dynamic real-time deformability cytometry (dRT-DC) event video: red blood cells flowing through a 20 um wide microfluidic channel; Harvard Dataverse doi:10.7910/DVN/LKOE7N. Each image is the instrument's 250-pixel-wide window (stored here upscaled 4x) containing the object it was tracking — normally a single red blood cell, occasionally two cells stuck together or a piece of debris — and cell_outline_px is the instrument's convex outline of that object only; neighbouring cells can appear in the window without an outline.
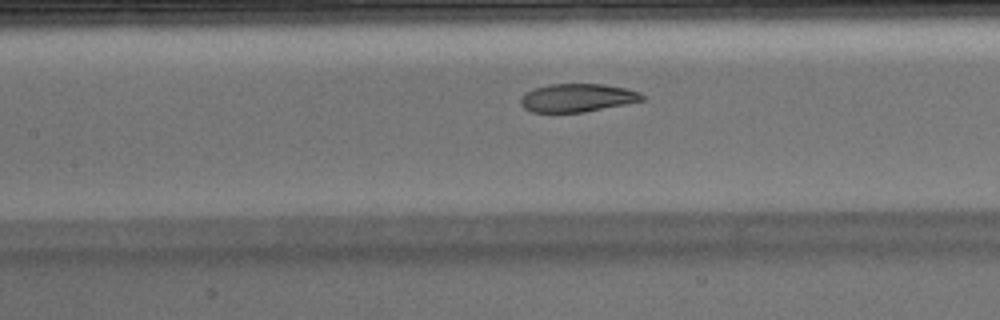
{"species": "Egyptian fruit bat (a non-hibernating species)", "species_latin": "Rousettus aegyptiacus", "temperature_condition": "warm", "stored_images_in_passage": 30, "camera_frame_rate_fps": 3000, "um_per_image_px": 0.085, "animal": {"sex": "male"}, "frame": {"image": 1, "passage_image": 18, "time_ms": 5.667, "image_size_px": [1000, 320], "cell_outline_px": [[644, 100], [584, 112], [532, 112], [524, 108], [520, 104], [520, 96], [524, 92], [532, 88], [548, 84], [604, 84], [624, 88], [636, 92], [644, 96]], "centroid_in_image_um": [48.98, 8.31], "position_along_channel_um": 158.4, "area_um2": 19.94}}
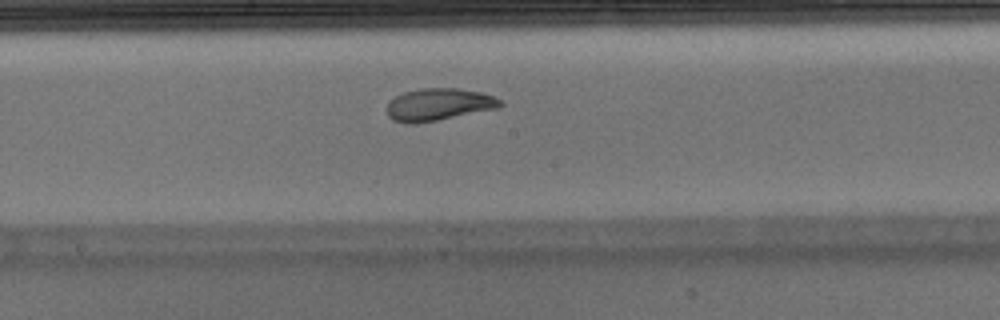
{"frame": {"image": 2, "passage_image": 22, "time_ms": 7.0, "image_size_px": [1000, 320], "cell_outline_px": [[504, 104], [500, 108], [416, 124], [408, 124], [392, 120], [384, 112], [388, 104], [396, 96], [404, 92], [420, 88], [460, 88], [480, 92], [492, 96], [500, 100]], "centroid_in_image_um": [37.27, 8.89], "position_along_channel_um": 210.9, "area_um2": 21.5}}